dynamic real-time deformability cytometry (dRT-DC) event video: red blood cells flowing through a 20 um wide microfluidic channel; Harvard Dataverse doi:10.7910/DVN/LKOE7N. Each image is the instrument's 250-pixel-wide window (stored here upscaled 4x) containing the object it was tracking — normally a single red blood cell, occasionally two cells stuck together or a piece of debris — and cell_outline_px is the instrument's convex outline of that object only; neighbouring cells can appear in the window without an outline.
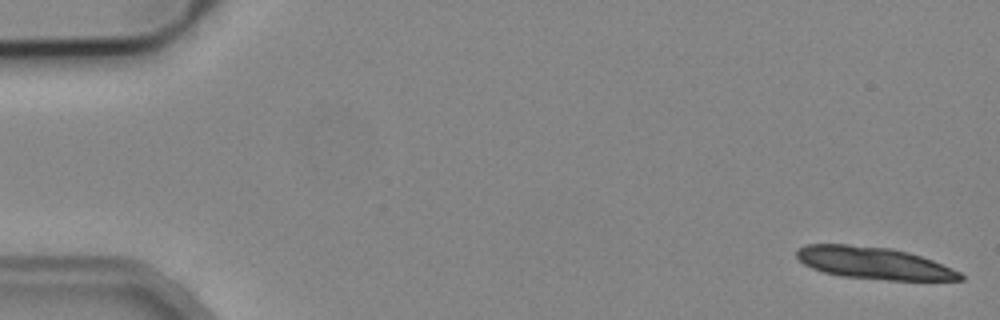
{"species": "common noctule bat (a hibernating species)", "species_latin": "Nyctalus noctula", "temperature_condition": "cold", "stored_images_in_passage": 6, "camera_frame_rate_fps": 3000, "um_per_image_px": 0.085, "animal": {"sex": "male", "body_mass_g": 19.2, "forearm_length_mm": 51.8}, "frame": {"image": 1, "passage_image": 1, "time_ms": 0.0, "image_size_px": [1000, 320], "cell_outline_px": [[964, 280], [888, 280], [840, 276], [824, 272], [812, 268], [804, 264], [796, 256], [796, 252], [800, 248], [808, 244], [848, 244], [892, 248], [908, 252], [932, 260], [952, 268], [960, 272], [964, 276]], "centroid_in_image_um": [74.28, 22.36], "position_along_channel_um": 10.7, "area_um2": 30.52}}
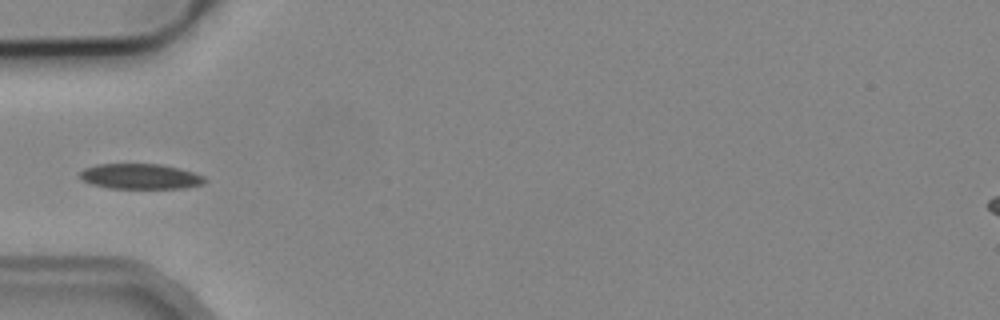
{"frame": {"image": 2, "passage_image": 5, "time_ms": 5.667, "image_size_px": [1000, 320], "cell_outline_px": [[208, 180], [204, 184], [184, 188], [108, 188], [92, 184], [84, 180], [80, 176], [80, 172], [84, 168], [96, 164], [160, 164], [180, 168], [204, 176]], "centroid_in_image_um": [11.96, 14.99], "position_along_channel_um": 73.0, "area_um2": 18.44}}